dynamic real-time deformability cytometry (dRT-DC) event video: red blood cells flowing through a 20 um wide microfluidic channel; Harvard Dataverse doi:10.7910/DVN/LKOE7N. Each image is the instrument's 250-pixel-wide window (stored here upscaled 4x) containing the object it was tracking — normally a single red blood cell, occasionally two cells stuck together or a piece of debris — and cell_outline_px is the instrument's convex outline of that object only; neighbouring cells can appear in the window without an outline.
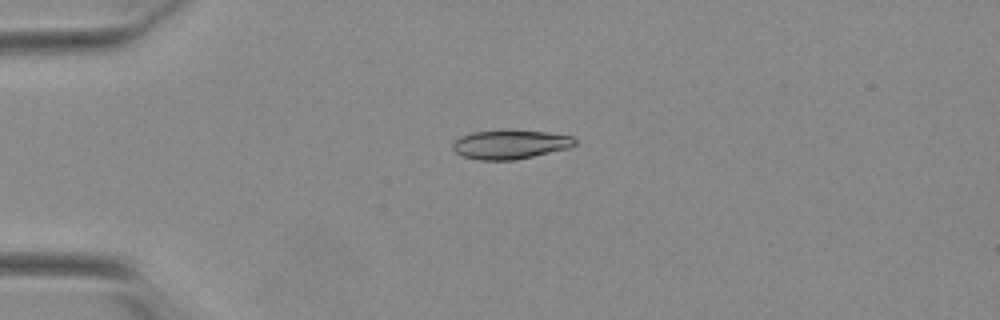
{"species": "Egyptian fruit bat (a non-hibernating species)", "species_latin": "Rousettus aegyptiacus", "temperature_condition": "warm", "stored_images_in_passage": 41, "camera_frame_rate_fps": 3000, "um_per_image_px": 0.085, "animal": {"sex": "female"}, "frame": {"image": 1, "passage_image": 1, "time_ms": 0.0, "image_size_px": [1000, 320], "cell_outline_px": [[576, 144], [572, 148], [516, 160], [480, 160], [464, 156], [456, 152], [452, 148], [452, 144], [460, 136], [472, 132], [544, 132], [572, 136], [576, 140]], "centroid_in_image_um": [43.41, 12.31], "position_along_channel_um": 41.6, "area_um2": 20.17}}
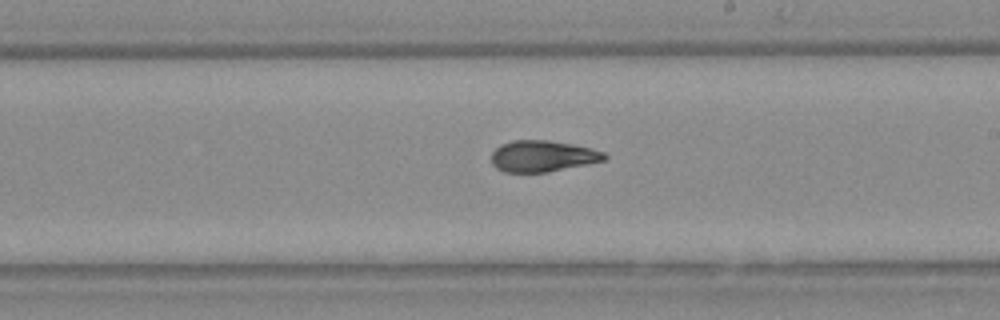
{"frame": {"image": 2, "passage_image": 19, "time_ms": 6.0, "image_size_px": [1000, 320], "cell_outline_px": [[608, 156], [604, 160], [548, 172], [504, 172], [496, 168], [492, 164], [492, 152], [500, 144], [512, 140], [548, 140], [572, 144], [592, 148], [604, 152]], "centroid_in_image_um": [46.1, 13.26], "position_along_channel_um": 242.9, "area_um2": 20.58}}
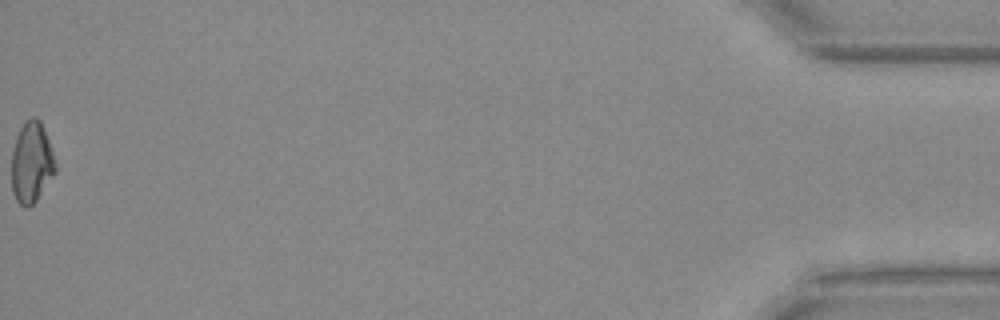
{"frame": {"image": 3, "passage_image": 41, "time_ms": 13.333, "image_size_px": [1000, 320], "cell_outline_px": [[56, 172], [36, 200], [28, 208], [24, 208], [16, 200], [12, 192], [12, 152], [16, 136], [20, 128], [32, 116], [36, 116], [40, 120], [48, 140], [56, 164]], "centroid_in_image_um": [2.67, 13.83], "position_along_channel_um": 432.5, "area_um2": 20.52}, "authors_computed_cell_mechanics": {"area_um2": 20.808, "velocity_mm_per_s": 3.8978, "shape_relaxation_time_tau1_ms": 7.1844, "shape_relaxation_time_tau2_ms": 1.8433, "deformation_change_tau1": 0.2078, "deformation_change_tau2": 0.0705}}